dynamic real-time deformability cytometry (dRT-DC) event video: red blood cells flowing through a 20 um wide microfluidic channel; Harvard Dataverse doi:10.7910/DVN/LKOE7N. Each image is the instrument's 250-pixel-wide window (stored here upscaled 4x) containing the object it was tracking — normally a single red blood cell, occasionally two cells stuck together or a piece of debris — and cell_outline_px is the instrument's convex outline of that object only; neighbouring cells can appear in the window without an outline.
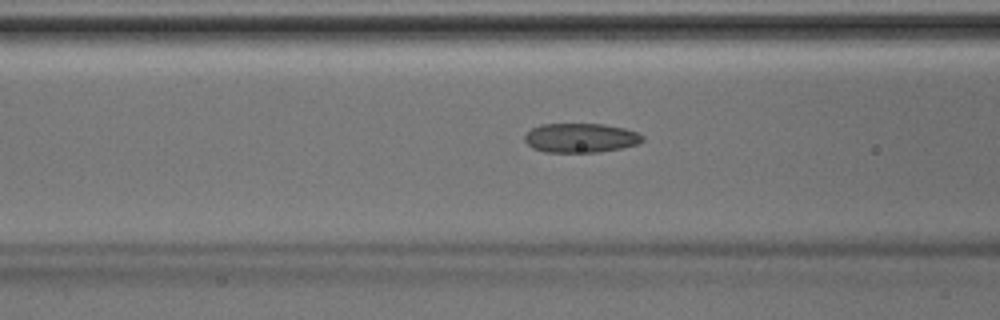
{"species": "Egyptian fruit bat (a non-hibernating species)", "species_latin": "Rousettus aegyptiacus", "temperature_condition": "room temperature", "stored_images_in_passage": 34, "camera_frame_rate_fps": 3000, "um_per_image_px": 0.085, "animal": {"sex": "male"}, "frame": {"image": 1, "passage_image": 8, "time_ms": 2.333, "image_size_px": [1000, 320], "cell_outline_px": [[644, 140], [636, 144], [620, 148], [596, 152], [544, 152], [532, 148], [524, 140], [524, 136], [532, 128], [540, 124], [604, 124], [624, 128], [636, 132], [644, 136]], "centroid_in_image_um": [49.33, 11.72], "position_along_channel_um": 117.3, "area_um2": 20.06}}
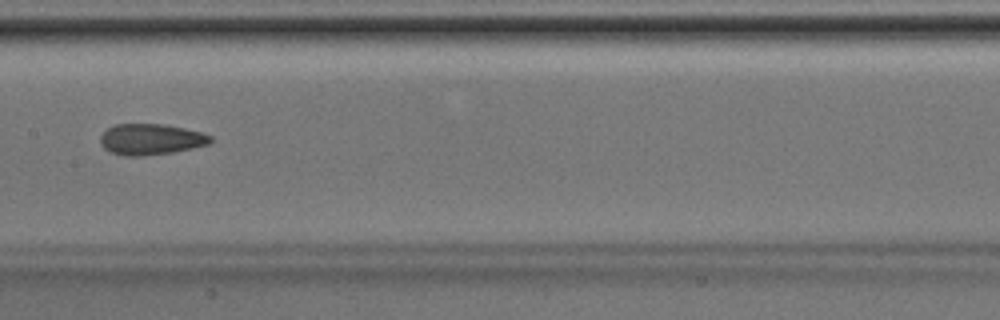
{"frame": {"image": 2, "passage_image": 13, "time_ms": 4.0, "image_size_px": [1000, 320], "cell_outline_px": [[212, 140], [208, 144], [192, 148], [172, 152], [144, 156], [124, 156], [112, 152], [104, 148], [100, 144], [100, 136], [108, 128], [116, 124], [164, 124], [204, 132], [212, 136]], "centroid_in_image_um": [12.83, 11.84], "position_along_channel_um": 194.6, "area_um2": 19.94}}
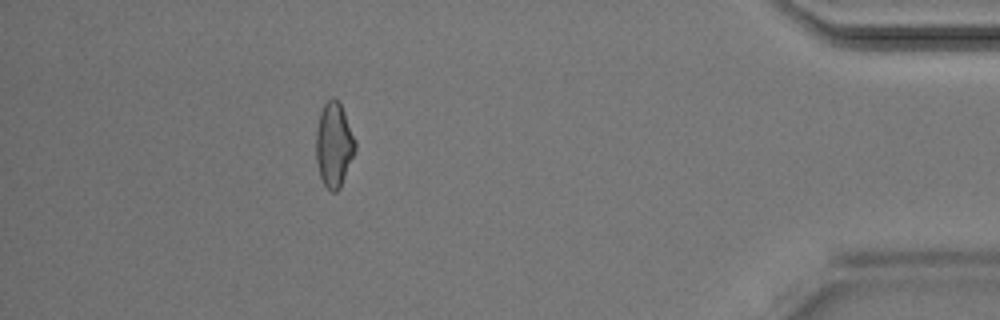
{"frame": {"image": 3, "passage_image": 30, "time_ms": 9.667, "image_size_px": [1000, 320], "cell_outline_px": [[356, 148], [340, 188], [336, 192], [332, 192], [324, 184], [320, 176], [316, 160], [316, 128], [320, 112], [324, 104], [332, 96], [340, 104], [344, 112], [356, 140]], "centroid_in_image_um": [28.38, 12.3], "position_along_channel_um": 406.8, "area_um2": 19.19}}